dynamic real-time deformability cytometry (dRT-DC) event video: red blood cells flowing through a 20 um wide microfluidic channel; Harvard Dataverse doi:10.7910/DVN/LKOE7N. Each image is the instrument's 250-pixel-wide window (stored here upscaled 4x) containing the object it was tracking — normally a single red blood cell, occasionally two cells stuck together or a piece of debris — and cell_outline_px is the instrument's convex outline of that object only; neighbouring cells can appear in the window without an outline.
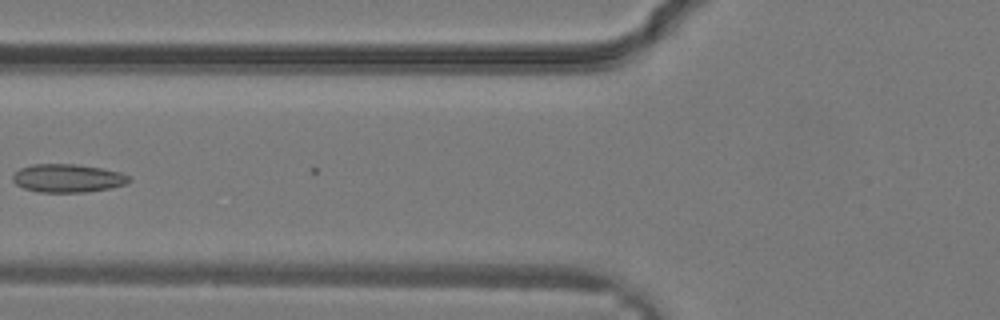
{"species": "common noctule bat (a hibernating species)", "species_latin": "Nyctalus noctula", "temperature_condition": "warm", "stored_images_in_passage": 21, "camera_frame_rate_fps": 3000, "um_per_image_px": 0.085, "animal": {"sex": "male", "body_mass_g": 19.2, "forearm_length_mm": 51.8}, "frame": {"image": 1, "passage_image": 14, "time_ms": 4.333, "image_size_px": [1000, 320], "cell_outline_px": [[132, 180], [128, 184], [112, 188], [88, 192], [40, 192], [24, 188], [16, 184], [12, 180], [12, 176], [20, 168], [32, 164], [76, 164], [100, 168], [120, 172], [128, 176]], "centroid_in_image_um": [5.78, 15.15], "position_along_channel_um": 120.0, "area_um2": 19.25}}
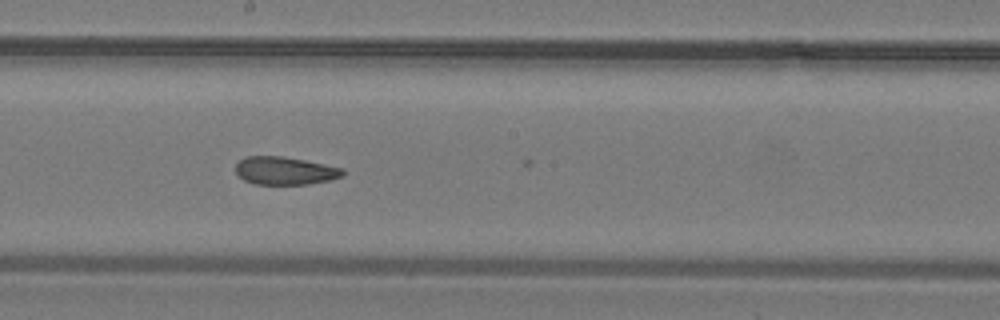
{"frame": {"image": 2, "passage_image": 19, "time_ms": 6.0, "image_size_px": [1000, 320], "cell_outline_px": [[344, 176], [328, 180], [308, 184], [256, 184], [244, 180], [236, 172], [236, 164], [244, 156], [284, 156], [344, 168]], "centroid_in_image_um": [24.22, 14.5], "position_along_channel_um": 224.0, "area_um2": 17.4}}